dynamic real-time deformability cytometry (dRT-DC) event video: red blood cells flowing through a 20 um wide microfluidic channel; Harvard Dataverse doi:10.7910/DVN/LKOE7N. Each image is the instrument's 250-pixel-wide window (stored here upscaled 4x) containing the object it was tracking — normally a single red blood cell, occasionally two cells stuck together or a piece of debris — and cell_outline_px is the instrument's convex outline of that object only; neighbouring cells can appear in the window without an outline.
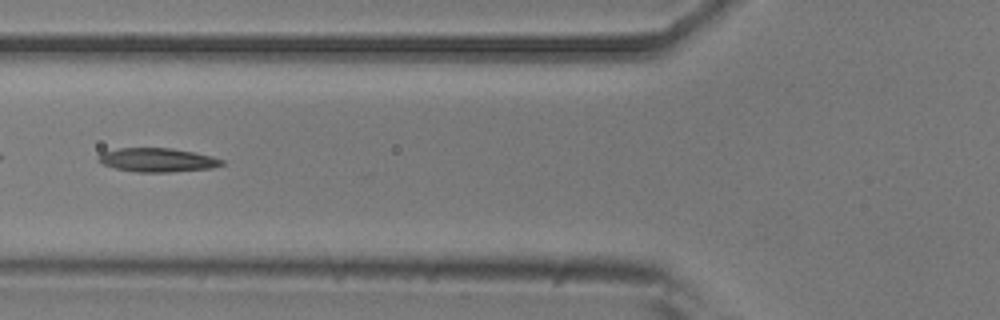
{"species": "common noctule bat (a hibernating species)", "species_latin": "Nyctalus noctula", "temperature_condition": "room temperature", "stored_images_in_passage": 51, "camera_frame_rate_fps": 3000, "um_per_image_px": 0.085, "animal": {"sex": "male", "body_mass_g": 20.5, "forearm_length_mm": 52.5}, "frame": {"image": 1, "passage_image": 19, "time_ms": 6.0, "image_size_px": [1000, 320], "cell_outline_px": [[224, 164], [212, 168], [172, 172], [136, 172], [116, 168], [104, 164], [96, 160], [96, 156], [100, 152], [120, 148], [172, 148], [212, 156], [224, 160]], "centroid_in_image_um": [13.35, 13.59], "position_along_channel_um": 112.4, "area_um2": 17.22}}
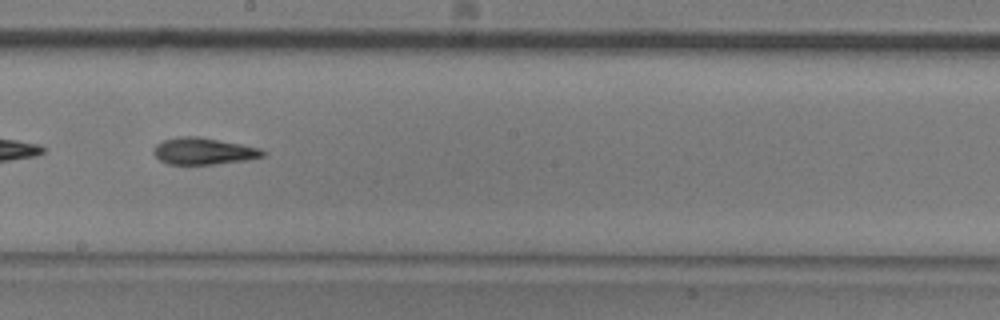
{"frame": {"image": 2, "passage_image": 28, "time_ms": 9.0, "image_size_px": [1000, 320], "cell_outline_px": [[268, 152], [264, 156], [244, 160], [212, 164], [168, 164], [160, 160], [152, 152], [152, 148], [156, 144], [164, 140], [180, 136], [200, 136], [260, 148]], "centroid_in_image_um": [17.28, 12.84], "position_along_channel_um": 230.9, "area_um2": 16.99}}
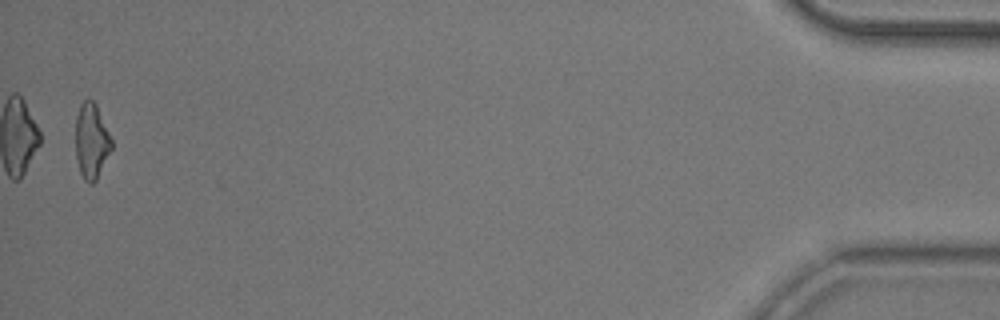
{"frame": {"image": 3, "passage_image": 50, "time_ms": 16.333, "image_size_px": [1000, 320], "cell_outline_px": [[112, 148], [96, 180], [92, 184], [88, 184], [84, 180], [80, 172], [76, 156], [76, 116], [80, 104], [84, 100], [92, 100], [96, 104], [112, 140]], "centroid_in_image_um": [7.77, 12.0], "position_along_channel_um": 427.4, "area_um2": 15.66}, "authors_computed_cell_mechanics": {"area_um2": 16.9932, "velocity_mm_per_s": 3.9376, "shape_relaxation_time_tau1_ms": 4.6885, "shape_relaxation_time_tau2_ms": 4.4685, "deformation_change_tau1": 0.1931, "deformation_change_tau2": 0.1626}}